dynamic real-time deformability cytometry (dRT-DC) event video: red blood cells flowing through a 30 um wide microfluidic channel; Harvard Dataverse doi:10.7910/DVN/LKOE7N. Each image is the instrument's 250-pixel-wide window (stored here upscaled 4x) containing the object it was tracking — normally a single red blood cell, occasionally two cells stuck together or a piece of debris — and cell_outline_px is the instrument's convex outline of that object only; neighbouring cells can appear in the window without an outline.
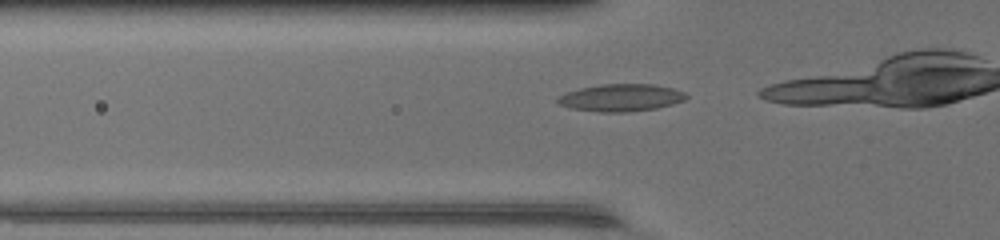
{"species": "common noctule bat (a hibernating species)", "species_latin": "Nyctalus noctula", "temperature_condition": "warm", "stored_images_in_passage": 15, "camera_frame_rate_fps": 3000, "um_per_image_px": 0.085, "animal": {"sex": "female", "body_mass_g": 17.0, "forearm_length_mm": 48.0}, "frame": {"image": 1, "passage_image": 11, "time_ms": 3.333, "image_size_px": [1000, 240], "cell_outline_px": [[688, 96], [684, 100], [672, 104], [656, 108], [628, 112], [600, 112], [572, 108], [556, 104], [556, 96], [564, 92], [580, 88], [600, 84], [652, 84], [672, 88], [684, 92]], "centroid_in_image_um": [52.72, 8.3], "position_along_channel_um": 73.1, "area_um2": 20.58}}